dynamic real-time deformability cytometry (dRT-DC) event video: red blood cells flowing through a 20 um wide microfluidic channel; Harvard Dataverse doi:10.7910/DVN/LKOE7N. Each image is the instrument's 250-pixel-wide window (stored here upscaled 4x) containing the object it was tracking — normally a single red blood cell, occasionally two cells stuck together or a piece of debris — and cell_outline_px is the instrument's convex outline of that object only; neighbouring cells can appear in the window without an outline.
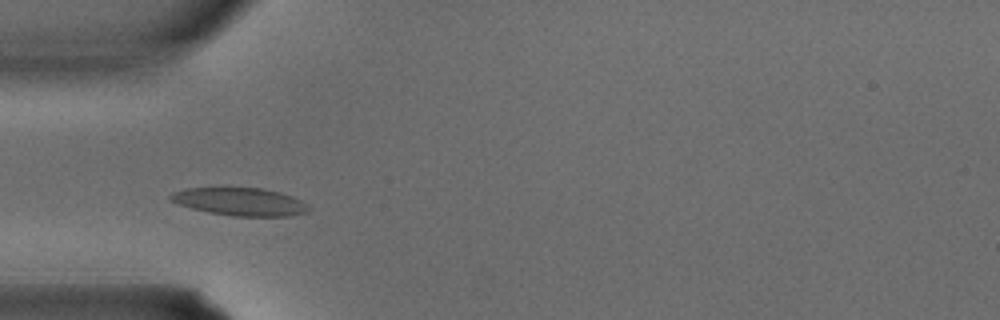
{"species": "common noctule bat (a hibernating species)", "species_latin": "Nyctalus noctula", "temperature_condition": "warm", "stored_images_in_passage": 4, "camera_frame_rate_fps": 3000, "um_per_image_px": 0.085, "animal": {"sex": "male", "body_mass_g": 15.6}, "frame": {"image": 1, "passage_image": 3, "time_ms": 0.667, "image_size_px": [1000, 320], "cell_outline_px": [[308, 212], [288, 216], [232, 216], [208, 212], [176, 204], [168, 200], [168, 196], [172, 192], [188, 188], [260, 188], [280, 192], [292, 196], [300, 200], [308, 208]], "centroid_in_image_um": [20.34, 17.14], "position_along_channel_um": 64.7, "area_um2": 22.31}}